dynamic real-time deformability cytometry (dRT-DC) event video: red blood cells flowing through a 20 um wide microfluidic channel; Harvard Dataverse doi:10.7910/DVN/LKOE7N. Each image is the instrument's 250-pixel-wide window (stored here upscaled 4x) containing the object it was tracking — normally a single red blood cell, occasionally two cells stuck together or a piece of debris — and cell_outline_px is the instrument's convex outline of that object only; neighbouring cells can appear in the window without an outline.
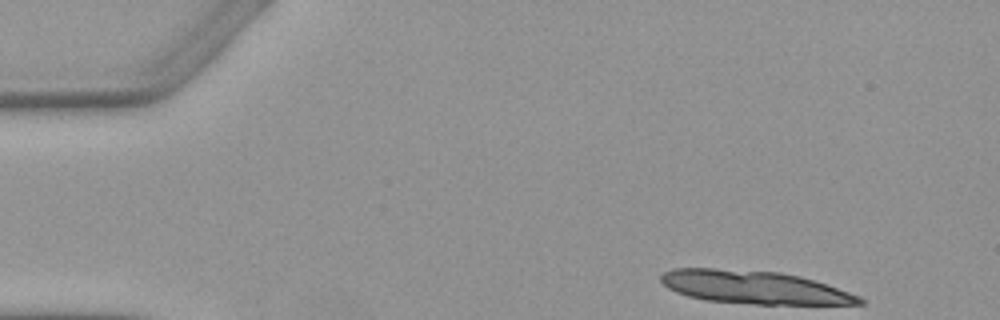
{"species": "Egyptian fruit bat (a non-hibernating species)", "species_latin": "Rousettus aegyptiacus", "temperature_condition": "warm", "stored_images_in_passage": 3, "camera_frame_rate_fps": 3000, "um_per_image_px": 0.085, "animal": {"sex": "female"}, "frame": {"image": 1, "passage_image": 1, "time_ms": 0.0, "image_size_px": [1000, 320], "cell_outline_px": [[864, 304], [752, 304], [704, 300], [688, 296], [676, 292], [668, 288], [660, 280], [660, 276], [664, 272], [672, 268], [716, 268], [780, 272], [800, 276], [860, 296], [864, 300]], "centroid_in_image_um": [64.05, 24.42], "position_along_channel_um": 20.9, "area_um2": 38.09}}